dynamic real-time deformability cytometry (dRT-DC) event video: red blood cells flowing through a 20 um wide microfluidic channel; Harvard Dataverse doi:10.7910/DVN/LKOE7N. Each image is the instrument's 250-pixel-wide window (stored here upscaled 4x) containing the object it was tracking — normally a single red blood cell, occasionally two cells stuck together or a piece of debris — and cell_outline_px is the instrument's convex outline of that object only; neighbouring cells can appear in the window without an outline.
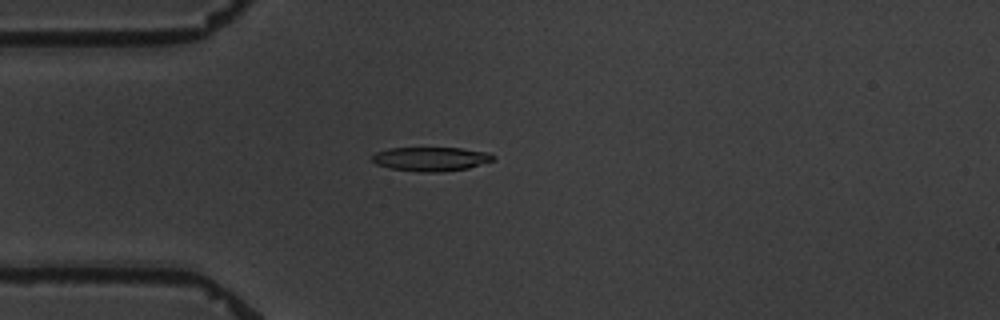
{"species": "common noctule bat (a hibernating species)", "species_latin": "Nyctalus noctula", "temperature_condition": "warm", "stored_images_in_passage": 3, "camera_frame_rate_fps": 3000, "um_per_image_px": 0.085, "animal": {"sex": "male", "body_mass_g": 19.5, "forearm_length_mm": 54.6}, "frame": {"image": 1, "passage_image": 3, "time_ms": 3.0, "image_size_px": [1000, 320], "cell_outline_px": [[496, 156], [492, 160], [468, 168], [440, 172], [420, 172], [392, 168], [376, 164], [372, 160], [372, 156], [376, 152], [388, 148], [460, 148], [488, 152]], "centroid_in_image_um": [36.62, 13.51], "position_along_channel_um": 48.4, "area_um2": 16.82}}